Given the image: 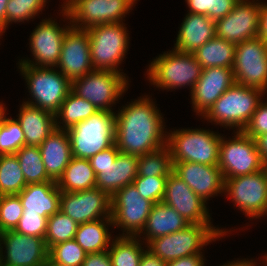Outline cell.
<instances>
[{"mask_svg":"<svg viewBox=\"0 0 267 266\" xmlns=\"http://www.w3.org/2000/svg\"><path fill=\"white\" fill-rule=\"evenodd\" d=\"M152 101L148 95L140 97L115 112V145L120 153L140 156L166 145L163 116Z\"/></svg>","mask_w":267,"mask_h":266,"instance_id":"obj_1","label":"cell"},{"mask_svg":"<svg viewBox=\"0 0 267 266\" xmlns=\"http://www.w3.org/2000/svg\"><path fill=\"white\" fill-rule=\"evenodd\" d=\"M263 258H265V259H264V261H265V262H264V263H265L264 265L267 266V254L264 255ZM256 264H257V263H256V262H253V260H250V261H249V266H257Z\"/></svg>","mask_w":267,"mask_h":266,"instance_id":"obj_55","label":"cell"},{"mask_svg":"<svg viewBox=\"0 0 267 266\" xmlns=\"http://www.w3.org/2000/svg\"><path fill=\"white\" fill-rule=\"evenodd\" d=\"M138 156L119 153L106 166H97L96 187L112 196L116 191L132 184L137 177Z\"/></svg>","mask_w":267,"mask_h":266,"instance_id":"obj_23","label":"cell"},{"mask_svg":"<svg viewBox=\"0 0 267 266\" xmlns=\"http://www.w3.org/2000/svg\"><path fill=\"white\" fill-rule=\"evenodd\" d=\"M18 196L23 213L39 214L48 219L60 210L61 191L56 182L29 183Z\"/></svg>","mask_w":267,"mask_h":266,"instance_id":"obj_24","label":"cell"},{"mask_svg":"<svg viewBox=\"0 0 267 266\" xmlns=\"http://www.w3.org/2000/svg\"><path fill=\"white\" fill-rule=\"evenodd\" d=\"M266 92L234 83L202 116L226 128L242 131Z\"/></svg>","mask_w":267,"mask_h":266,"instance_id":"obj_3","label":"cell"},{"mask_svg":"<svg viewBox=\"0 0 267 266\" xmlns=\"http://www.w3.org/2000/svg\"><path fill=\"white\" fill-rule=\"evenodd\" d=\"M23 210L18 195L0 196V232L15 230L23 215Z\"/></svg>","mask_w":267,"mask_h":266,"instance_id":"obj_42","label":"cell"},{"mask_svg":"<svg viewBox=\"0 0 267 266\" xmlns=\"http://www.w3.org/2000/svg\"><path fill=\"white\" fill-rule=\"evenodd\" d=\"M234 83L232 68L202 69L201 76L191 91L192 106L197 115L203 116Z\"/></svg>","mask_w":267,"mask_h":266,"instance_id":"obj_21","label":"cell"},{"mask_svg":"<svg viewBox=\"0 0 267 266\" xmlns=\"http://www.w3.org/2000/svg\"><path fill=\"white\" fill-rule=\"evenodd\" d=\"M137 0H65L62 16L72 26L88 29L99 24L123 22ZM65 15V16H64Z\"/></svg>","mask_w":267,"mask_h":266,"instance_id":"obj_10","label":"cell"},{"mask_svg":"<svg viewBox=\"0 0 267 266\" xmlns=\"http://www.w3.org/2000/svg\"><path fill=\"white\" fill-rule=\"evenodd\" d=\"M19 69L33 98L24 103L55 115L71 91V81L53 67L19 65Z\"/></svg>","mask_w":267,"mask_h":266,"instance_id":"obj_6","label":"cell"},{"mask_svg":"<svg viewBox=\"0 0 267 266\" xmlns=\"http://www.w3.org/2000/svg\"><path fill=\"white\" fill-rule=\"evenodd\" d=\"M47 219L39 214L23 213L15 231L27 236L45 238Z\"/></svg>","mask_w":267,"mask_h":266,"instance_id":"obj_44","label":"cell"},{"mask_svg":"<svg viewBox=\"0 0 267 266\" xmlns=\"http://www.w3.org/2000/svg\"><path fill=\"white\" fill-rule=\"evenodd\" d=\"M224 229L212 225L189 224L184 229L154 238L145 247L164 262L191 255H203L201 249L210 242L223 237Z\"/></svg>","mask_w":267,"mask_h":266,"instance_id":"obj_2","label":"cell"},{"mask_svg":"<svg viewBox=\"0 0 267 266\" xmlns=\"http://www.w3.org/2000/svg\"><path fill=\"white\" fill-rule=\"evenodd\" d=\"M98 111L99 110L91 102L78 97L70 91L61 104L58 112L55 114L56 128L68 130ZM60 124H62V126Z\"/></svg>","mask_w":267,"mask_h":266,"instance_id":"obj_32","label":"cell"},{"mask_svg":"<svg viewBox=\"0 0 267 266\" xmlns=\"http://www.w3.org/2000/svg\"><path fill=\"white\" fill-rule=\"evenodd\" d=\"M82 266H112L108 250L87 253Z\"/></svg>","mask_w":267,"mask_h":266,"instance_id":"obj_47","label":"cell"},{"mask_svg":"<svg viewBox=\"0 0 267 266\" xmlns=\"http://www.w3.org/2000/svg\"><path fill=\"white\" fill-rule=\"evenodd\" d=\"M173 172V162L166 145L138 156L137 175L146 177H168Z\"/></svg>","mask_w":267,"mask_h":266,"instance_id":"obj_35","label":"cell"},{"mask_svg":"<svg viewBox=\"0 0 267 266\" xmlns=\"http://www.w3.org/2000/svg\"><path fill=\"white\" fill-rule=\"evenodd\" d=\"M45 6V0H9L6 6V27L12 22L33 19Z\"/></svg>","mask_w":267,"mask_h":266,"instance_id":"obj_40","label":"cell"},{"mask_svg":"<svg viewBox=\"0 0 267 266\" xmlns=\"http://www.w3.org/2000/svg\"><path fill=\"white\" fill-rule=\"evenodd\" d=\"M1 242L6 253L3 255L1 246L2 266H43L46 263L49 250L42 237L9 230L1 233Z\"/></svg>","mask_w":267,"mask_h":266,"instance_id":"obj_18","label":"cell"},{"mask_svg":"<svg viewBox=\"0 0 267 266\" xmlns=\"http://www.w3.org/2000/svg\"><path fill=\"white\" fill-rule=\"evenodd\" d=\"M203 255H191L166 262V266H205Z\"/></svg>","mask_w":267,"mask_h":266,"instance_id":"obj_48","label":"cell"},{"mask_svg":"<svg viewBox=\"0 0 267 266\" xmlns=\"http://www.w3.org/2000/svg\"><path fill=\"white\" fill-rule=\"evenodd\" d=\"M17 121L24 133L25 145L40 146L56 129L55 115L49 111L23 103Z\"/></svg>","mask_w":267,"mask_h":266,"instance_id":"obj_27","label":"cell"},{"mask_svg":"<svg viewBox=\"0 0 267 266\" xmlns=\"http://www.w3.org/2000/svg\"><path fill=\"white\" fill-rule=\"evenodd\" d=\"M249 261L250 260H244V259H242V260H236V261H232V262H228V263H226V264H224V265H221V266H247V264L249 263Z\"/></svg>","mask_w":267,"mask_h":266,"instance_id":"obj_53","label":"cell"},{"mask_svg":"<svg viewBox=\"0 0 267 266\" xmlns=\"http://www.w3.org/2000/svg\"><path fill=\"white\" fill-rule=\"evenodd\" d=\"M232 70L235 83L267 93V42L258 36L236 44Z\"/></svg>","mask_w":267,"mask_h":266,"instance_id":"obj_14","label":"cell"},{"mask_svg":"<svg viewBox=\"0 0 267 266\" xmlns=\"http://www.w3.org/2000/svg\"><path fill=\"white\" fill-rule=\"evenodd\" d=\"M15 155L27 184L56 182L47 175L39 146L24 145Z\"/></svg>","mask_w":267,"mask_h":266,"instance_id":"obj_34","label":"cell"},{"mask_svg":"<svg viewBox=\"0 0 267 266\" xmlns=\"http://www.w3.org/2000/svg\"><path fill=\"white\" fill-rule=\"evenodd\" d=\"M189 224L174 208L159 202L153 204L141 233L146 234L143 240L148 243L154 238L178 232Z\"/></svg>","mask_w":267,"mask_h":266,"instance_id":"obj_28","label":"cell"},{"mask_svg":"<svg viewBox=\"0 0 267 266\" xmlns=\"http://www.w3.org/2000/svg\"><path fill=\"white\" fill-rule=\"evenodd\" d=\"M39 148L47 175L57 182L73 157L69 133L56 128Z\"/></svg>","mask_w":267,"mask_h":266,"instance_id":"obj_25","label":"cell"},{"mask_svg":"<svg viewBox=\"0 0 267 266\" xmlns=\"http://www.w3.org/2000/svg\"><path fill=\"white\" fill-rule=\"evenodd\" d=\"M147 69V78L161 89H176L189 86L191 91L201 76L202 66L193 53L173 51L156 57Z\"/></svg>","mask_w":267,"mask_h":266,"instance_id":"obj_5","label":"cell"},{"mask_svg":"<svg viewBox=\"0 0 267 266\" xmlns=\"http://www.w3.org/2000/svg\"><path fill=\"white\" fill-rule=\"evenodd\" d=\"M259 37L267 42V3L261 2Z\"/></svg>","mask_w":267,"mask_h":266,"instance_id":"obj_50","label":"cell"},{"mask_svg":"<svg viewBox=\"0 0 267 266\" xmlns=\"http://www.w3.org/2000/svg\"><path fill=\"white\" fill-rule=\"evenodd\" d=\"M61 192H77L96 187V175L88 159L72 157L56 182Z\"/></svg>","mask_w":267,"mask_h":266,"instance_id":"obj_30","label":"cell"},{"mask_svg":"<svg viewBox=\"0 0 267 266\" xmlns=\"http://www.w3.org/2000/svg\"><path fill=\"white\" fill-rule=\"evenodd\" d=\"M86 255L74 239L52 246L48 254L54 262L67 266H82Z\"/></svg>","mask_w":267,"mask_h":266,"instance_id":"obj_41","label":"cell"},{"mask_svg":"<svg viewBox=\"0 0 267 266\" xmlns=\"http://www.w3.org/2000/svg\"><path fill=\"white\" fill-rule=\"evenodd\" d=\"M140 266H166V262L146 249L141 256Z\"/></svg>","mask_w":267,"mask_h":266,"instance_id":"obj_49","label":"cell"},{"mask_svg":"<svg viewBox=\"0 0 267 266\" xmlns=\"http://www.w3.org/2000/svg\"><path fill=\"white\" fill-rule=\"evenodd\" d=\"M152 206L133 183L124 186L111 196L112 227L122 228L120 236L140 237Z\"/></svg>","mask_w":267,"mask_h":266,"instance_id":"obj_12","label":"cell"},{"mask_svg":"<svg viewBox=\"0 0 267 266\" xmlns=\"http://www.w3.org/2000/svg\"><path fill=\"white\" fill-rule=\"evenodd\" d=\"M119 153L120 151L114 143L111 147H108L107 149H104L89 158L88 160L94 170L95 175L97 176V166H106L110 163H114Z\"/></svg>","mask_w":267,"mask_h":266,"instance_id":"obj_46","label":"cell"},{"mask_svg":"<svg viewBox=\"0 0 267 266\" xmlns=\"http://www.w3.org/2000/svg\"><path fill=\"white\" fill-rule=\"evenodd\" d=\"M240 0H186L188 13L207 15L217 21L230 13Z\"/></svg>","mask_w":267,"mask_h":266,"instance_id":"obj_39","label":"cell"},{"mask_svg":"<svg viewBox=\"0 0 267 266\" xmlns=\"http://www.w3.org/2000/svg\"><path fill=\"white\" fill-rule=\"evenodd\" d=\"M255 141L262 159L267 164V133L257 137Z\"/></svg>","mask_w":267,"mask_h":266,"instance_id":"obj_51","label":"cell"},{"mask_svg":"<svg viewBox=\"0 0 267 266\" xmlns=\"http://www.w3.org/2000/svg\"><path fill=\"white\" fill-rule=\"evenodd\" d=\"M126 77L123 72L94 69L72 80L71 91L78 97L91 102L98 110L114 112L112 105L128 88Z\"/></svg>","mask_w":267,"mask_h":266,"instance_id":"obj_8","label":"cell"},{"mask_svg":"<svg viewBox=\"0 0 267 266\" xmlns=\"http://www.w3.org/2000/svg\"><path fill=\"white\" fill-rule=\"evenodd\" d=\"M234 133L229 140L222 136L220 142L218 167L224 179L252 174L267 166L257 149L255 139L243 131Z\"/></svg>","mask_w":267,"mask_h":266,"instance_id":"obj_11","label":"cell"},{"mask_svg":"<svg viewBox=\"0 0 267 266\" xmlns=\"http://www.w3.org/2000/svg\"><path fill=\"white\" fill-rule=\"evenodd\" d=\"M78 224L60 210L47 219L45 244L49 250L52 246L72 240L75 237Z\"/></svg>","mask_w":267,"mask_h":266,"instance_id":"obj_37","label":"cell"},{"mask_svg":"<svg viewBox=\"0 0 267 266\" xmlns=\"http://www.w3.org/2000/svg\"><path fill=\"white\" fill-rule=\"evenodd\" d=\"M173 172L204 201H208L218 193H224V178L218 166L173 162Z\"/></svg>","mask_w":267,"mask_h":266,"instance_id":"obj_22","label":"cell"},{"mask_svg":"<svg viewBox=\"0 0 267 266\" xmlns=\"http://www.w3.org/2000/svg\"><path fill=\"white\" fill-rule=\"evenodd\" d=\"M242 131L253 139L267 133V102L262 100L259 102L250 121Z\"/></svg>","mask_w":267,"mask_h":266,"instance_id":"obj_45","label":"cell"},{"mask_svg":"<svg viewBox=\"0 0 267 266\" xmlns=\"http://www.w3.org/2000/svg\"><path fill=\"white\" fill-rule=\"evenodd\" d=\"M107 225H113L112 218H101L79 224L74 240L86 253L106 251L112 239Z\"/></svg>","mask_w":267,"mask_h":266,"instance_id":"obj_29","label":"cell"},{"mask_svg":"<svg viewBox=\"0 0 267 266\" xmlns=\"http://www.w3.org/2000/svg\"><path fill=\"white\" fill-rule=\"evenodd\" d=\"M223 192L247 217L267 215V166L252 174L225 178Z\"/></svg>","mask_w":267,"mask_h":266,"instance_id":"obj_13","label":"cell"},{"mask_svg":"<svg viewBox=\"0 0 267 266\" xmlns=\"http://www.w3.org/2000/svg\"><path fill=\"white\" fill-rule=\"evenodd\" d=\"M261 1L240 0L225 17L215 22V36L239 42L259 36Z\"/></svg>","mask_w":267,"mask_h":266,"instance_id":"obj_15","label":"cell"},{"mask_svg":"<svg viewBox=\"0 0 267 266\" xmlns=\"http://www.w3.org/2000/svg\"><path fill=\"white\" fill-rule=\"evenodd\" d=\"M26 186L16 155H0V196L18 195Z\"/></svg>","mask_w":267,"mask_h":266,"instance_id":"obj_36","label":"cell"},{"mask_svg":"<svg viewBox=\"0 0 267 266\" xmlns=\"http://www.w3.org/2000/svg\"><path fill=\"white\" fill-rule=\"evenodd\" d=\"M70 26L71 22L64 28H60L58 23L52 20V18L43 19L31 33L29 39L30 49L35 61L21 59L18 62L19 65L56 68L61 54L63 39Z\"/></svg>","mask_w":267,"mask_h":266,"instance_id":"obj_17","label":"cell"},{"mask_svg":"<svg viewBox=\"0 0 267 266\" xmlns=\"http://www.w3.org/2000/svg\"><path fill=\"white\" fill-rule=\"evenodd\" d=\"M236 44L214 36L193 54L203 69L209 67L233 68Z\"/></svg>","mask_w":267,"mask_h":266,"instance_id":"obj_31","label":"cell"},{"mask_svg":"<svg viewBox=\"0 0 267 266\" xmlns=\"http://www.w3.org/2000/svg\"><path fill=\"white\" fill-rule=\"evenodd\" d=\"M56 67L70 81L94 70L87 29L72 25L67 29Z\"/></svg>","mask_w":267,"mask_h":266,"instance_id":"obj_19","label":"cell"},{"mask_svg":"<svg viewBox=\"0 0 267 266\" xmlns=\"http://www.w3.org/2000/svg\"><path fill=\"white\" fill-rule=\"evenodd\" d=\"M126 29L123 22L99 24L87 29L94 69L120 72L118 65L129 45Z\"/></svg>","mask_w":267,"mask_h":266,"instance_id":"obj_9","label":"cell"},{"mask_svg":"<svg viewBox=\"0 0 267 266\" xmlns=\"http://www.w3.org/2000/svg\"><path fill=\"white\" fill-rule=\"evenodd\" d=\"M43 266H67V265H63V264H59L57 262H54L49 256L46 260V263Z\"/></svg>","mask_w":267,"mask_h":266,"instance_id":"obj_54","label":"cell"},{"mask_svg":"<svg viewBox=\"0 0 267 266\" xmlns=\"http://www.w3.org/2000/svg\"><path fill=\"white\" fill-rule=\"evenodd\" d=\"M222 136L209 129H179L167 132L172 162H195L218 166Z\"/></svg>","mask_w":267,"mask_h":266,"instance_id":"obj_4","label":"cell"},{"mask_svg":"<svg viewBox=\"0 0 267 266\" xmlns=\"http://www.w3.org/2000/svg\"><path fill=\"white\" fill-rule=\"evenodd\" d=\"M215 36V21L207 15L188 13L181 24L174 49L194 53Z\"/></svg>","mask_w":267,"mask_h":266,"instance_id":"obj_26","label":"cell"},{"mask_svg":"<svg viewBox=\"0 0 267 266\" xmlns=\"http://www.w3.org/2000/svg\"><path fill=\"white\" fill-rule=\"evenodd\" d=\"M168 177H146L138 176L133 184L144 199L150 200L153 204L162 202L166 181Z\"/></svg>","mask_w":267,"mask_h":266,"instance_id":"obj_43","label":"cell"},{"mask_svg":"<svg viewBox=\"0 0 267 266\" xmlns=\"http://www.w3.org/2000/svg\"><path fill=\"white\" fill-rule=\"evenodd\" d=\"M67 132L72 156L89 159L115 143V113L99 110Z\"/></svg>","mask_w":267,"mask_h":266,"instance_id":"obj_7","label":"cell"},{"mask_svg":"<svg viewBox=\"0 0 267 266\" xmlns=\"http://www.w3.org/2000/svg\"><path fill=\"white\" fill-rule=\"evenodd\" d=\"M0 266H2V257H1V232H0Z\"/></svg>","mask_w":267,"mask_h":266,"instance_id":"obj_56","label":"cell"},{"mask_svg":"<svg viewBox=\"0 0 267 266\" xmlns=\"http://www.w3.org/2000/svg\"><path fill=\"white\" fill-rule=\"evenodd\" d=\"M4 109H6V108L4 107V104L0 103V116H1V112H2Z\"/></svg>","mask_w":267,"mask_h":266,"instance_id":"obj_57","label":"cell"},{"mask_svg":"<svg viewBox=\"0 0 267 266\" xmlns=\"http://www.w3.org/2000/svg\"><path fill=\"white\" fill-rule=\"evenodd\" d=\"M139 237L118 236L112 239L108 252L112 266H140L145 251Z\"/></svg>","mask_w":267,"mask_h":266,"instance_id":"obj_33","label":"cell"},{"mask_svg":"<svg viewBox=\"0 0 267 266\" xmlns=\"http://www.w3.org/2000/svg\"><path fill=\"white\" fill-rule=\"evenodd\" d=\"M8 1L9 0H0V36L6 31V6Z\"/></svg>","mask_w":267,"mask_h":266,"instance_id":"obj_52","label":"cell"},{"mask_svg":"<svg viewBox=\"0 0 267 266\" xmlns=\"http://www.w3.org/2000/svg\"><path fill=\"white\" fill-rule=\"evenodd\" d=\"M5 111L0 116V155L15 154L25 145L20 123L17 119L7 118Z\"/></svg>","mask_w":267,"mask_h":266,"instance_id":"obj_38","label":"cell"},{"mask_svg":"<svg viewBox=\"0 0 267 266\" xmlns=\"http://www.w3.org/2000/svg\"><path fill=\"white\" fill-rule=\"evenodd\" d=\"M60 211L78 225L111 218V196L97 187L77 192H61Z\"/></svg>","mask_w":267,"mask_h":266,"instance_id":"obj_16","label":"cell"},{"mask_svg":"<svg viewBox=\"0 0 267 266\" xmlns=\"http://www.w3.org/2000/svg\"><path fill=\"white\" fill-rule=\"evenodd\" d=\"M162 202L174 208L190 224L212 225L206 201L174 172L167 178Z\"/></svg>","mask_w":267,"mask_h":266,"instance_id":"obj_20","label":"cell"}]
</instances>
